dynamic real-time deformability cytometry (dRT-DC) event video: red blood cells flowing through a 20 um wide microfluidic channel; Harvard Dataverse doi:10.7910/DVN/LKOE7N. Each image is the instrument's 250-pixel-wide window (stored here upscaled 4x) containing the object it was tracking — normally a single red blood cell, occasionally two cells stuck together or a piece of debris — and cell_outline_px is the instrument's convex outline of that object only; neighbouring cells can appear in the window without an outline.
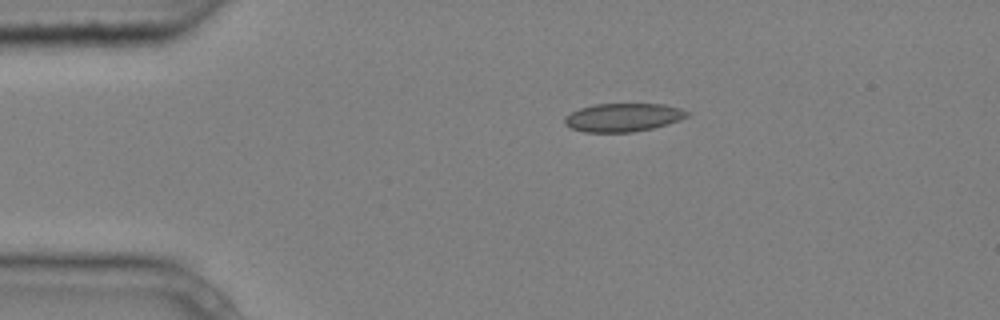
{"species": "common noctule bat (a hibernating species)", "species_latin": "Nyctalus noctula", "temperature_condition": "cold", "stored_images_in_passage": 3, "camera_frame_rate_fps": 3000, "um_per_image_px": 0.085, "animal": {"sex": "male", "body_mass_g": 20.4}, "frame": {"image": 1, "passage_image": 1, "time_ms": 0.0, "image_size_px": [1000, 320], "cell_outline_px": [[688, 116], [680, 120], [668, 124], [652, 128], [632, 132], [584, 132], [572, 128], [564, 124], [564, 116], [580, 108], [592, 104], [664, 104], [680, 108], [688, 112]], "centroid_in_image_um": [52.95, 9.98], "position_along_channel_um": 32.1, "area_um2": 20.23}}
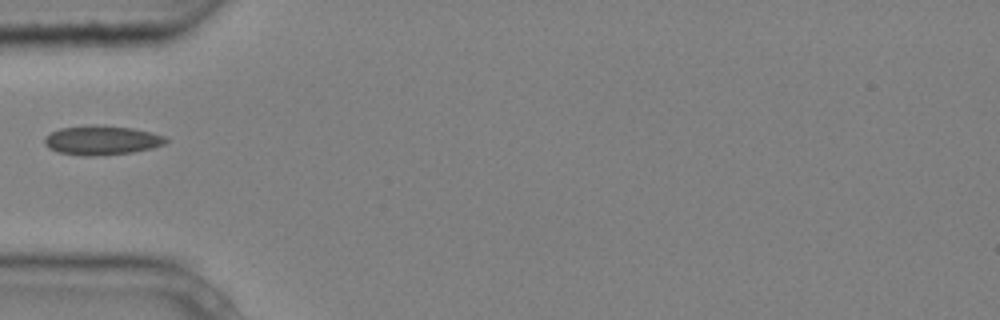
{"frame": {"image": 2, "passage_image": 3, "time_ms": 0.667, "image_size_px": [1000, 320], "cell_outline_px": [[168, 140], [164, 144], [152, 148], [132, 152], [92, 156], [80, 156], [56, 152], [48, 148], [44, 144], [44, 136], [60, 128], [104, 124], [132, 128], [152, 132], [164, 136]], "centroid_in_image_um": [8.62, 11.92], "position_along_channel_um": 76.4, "area_um2": 20.87}}